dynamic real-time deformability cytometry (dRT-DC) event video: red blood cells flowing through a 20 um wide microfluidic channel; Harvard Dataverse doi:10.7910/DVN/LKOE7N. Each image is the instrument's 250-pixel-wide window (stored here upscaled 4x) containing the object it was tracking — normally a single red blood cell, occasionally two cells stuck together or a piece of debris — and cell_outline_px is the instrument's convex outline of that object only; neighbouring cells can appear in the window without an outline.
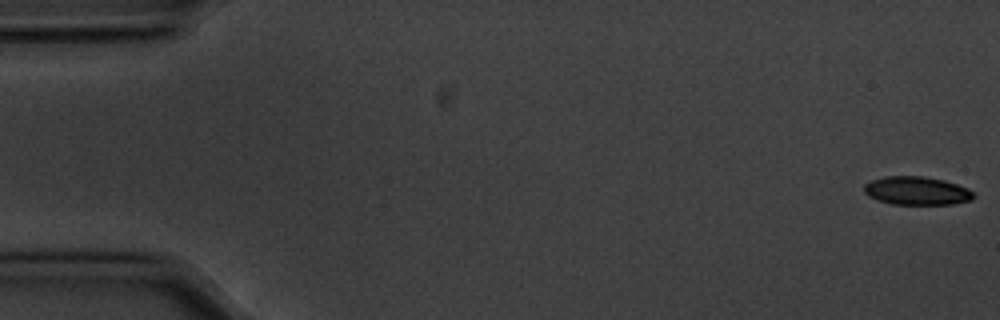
{"species": "common noctule bat (a hibernating species)", "species_latin": "Nyctalus noctula", "temperature_condition": "cold", "stored_images_in_passage": 56, "camera_frame_rate_fps": 3000, "um_per_image_px": 0.085, "animal": {"sex": "male", "body_mass_g": 20.1, "forearm_length_mm": 53.5}, "frame": {"image": 1, "passage_image": 1, "time_ms": 0.0, "image_size_px": [1000, 320], "cell_outline_px": [[976, 196], [972, 200], [952, 204], [892, 204], [868, 196], [864, 192], [864, 184], [872, 180], [884, 176], [924, 176], [944, 180], [968, 188]], "centroid_in_image_um": [77.93, 16.21], "position_along_channel_um": 7.1, "area_um2": 18.09}}
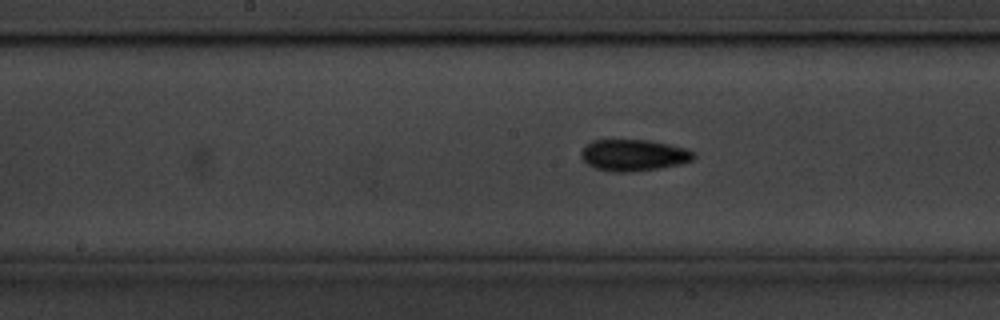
{"frame": {"image": 2, "passage_image": 28, "time_ms": 9.0, "image_size_px": [1000, 320], "cell_outline_px": [[696, 156], [692, 160], [680, 164], [632, 172], [612, 172], [596, 168], [588, 164], [580, 156], [580, 152], [592, 140], [648, 140], [668, 144], [684, 148], [692, 152]], "centroid_in_image_um": [53.83, 13.19], "position_along_channel_um": 194.4, "area_um2": 20.4}}
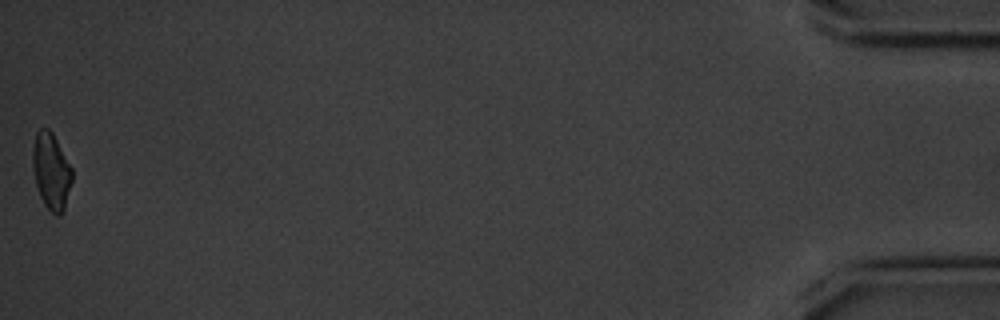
{"frame": {"image": 3, "passage_image": 56, "time_ms": 18.333, "image_size_px": [1000, 320], "cell_outline_px": [[72, 180], [64, 208], [60, 216], [56, 216], [44, 204], [40, 196], [36, 184], [32, 168], [32, 148], [36, 132], [40, 128], [48, 128], [52, 132], [72, 168]], "centroid_in_image_um": [4.34, 14.53], "position_along_channel_um": 430.9, "area_um2": 17.51}, "authors_computed_cell_mechanics": {"area_um2": 18.6694, "velocity_mm_per_s": 3.5779, "shape_relaxation_time_tau1_ms": 3.8815, "shape_relaxation_time_tau2_ms": null, "deformation_change_tau1": 0.0977, "deformation_change_tau2": null}}